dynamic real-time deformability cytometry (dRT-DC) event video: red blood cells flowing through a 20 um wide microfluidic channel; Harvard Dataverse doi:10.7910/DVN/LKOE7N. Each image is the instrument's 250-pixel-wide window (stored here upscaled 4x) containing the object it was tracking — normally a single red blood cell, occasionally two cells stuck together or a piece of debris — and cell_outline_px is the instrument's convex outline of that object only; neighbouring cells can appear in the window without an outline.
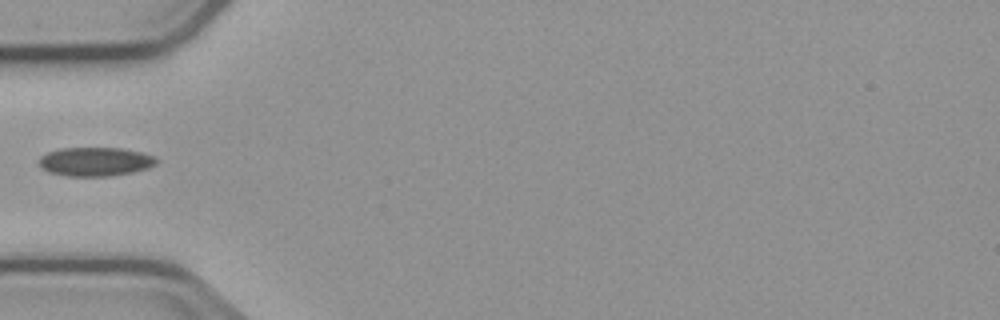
{"species": "common noctule bat (a hibernating species)", "species_latin": "Nyctalus noctula", "temperature_condition": "cold", "stored_images_in_passage": 5, "camera_frame_rate_fps": 3000, "um_per_image_px": 0.085, "animal": {"sex": "male", "body_mass_g": 23.1, "forearm_length_mm": 52.7}, "frame": {"image": 1, "passage_image": 5, "time_ms": 5.333, "image_size_px": [1000, 320], "cell_outline_px": [[160, 160], [156, 164], [148, 168], [132, 172], [112, 176], [68, 176], [48, 172], [40, 168], [40, 156], [48, 152], [60, 148], [120, 148], [140, 152], [156, 156]], "centroid_in_image_um": [8.12, 13.74], "position_along_channel_um": 76.9, "area_um2": 19.88}}